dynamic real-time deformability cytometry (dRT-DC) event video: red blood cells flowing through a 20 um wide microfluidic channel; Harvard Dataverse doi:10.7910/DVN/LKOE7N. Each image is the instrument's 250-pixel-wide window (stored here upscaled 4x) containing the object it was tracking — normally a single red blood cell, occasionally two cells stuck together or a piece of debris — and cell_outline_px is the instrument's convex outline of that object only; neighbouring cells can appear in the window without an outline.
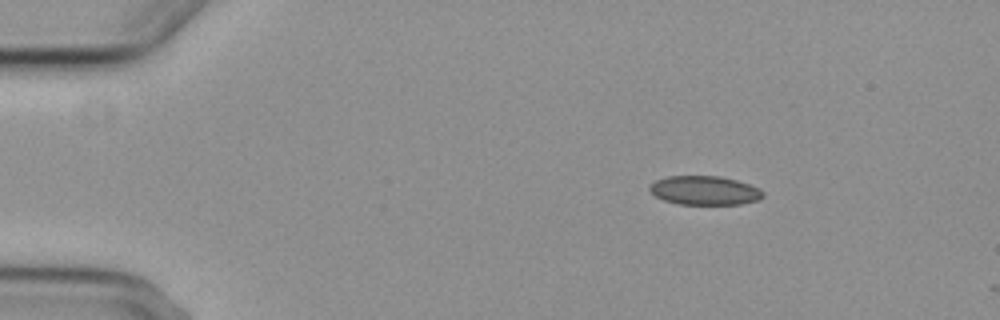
{"species": "common noctule bat (a hibernating species)", "species_latin": "Nyctalus noctula", "temperature_condition": "cold", "stored_images_in_passage": 4, "camera_frame_rate_fps": 3000, "um_per_image_px": 0.085, "animal": {"sex": "female", "body_mass_g": 29.2, "forearm_length_mm": 56.3}, "frame": {"image": 1, "passage_image": 1, "time_ms": 0.0, "image_size_px": [1000, 320], "cell_outline_px": [[764, 196], [760, 200], [740, 204], [680, 204], [664, 200], [656, 196], [648, 188], [656, 180], [668, 176], [720, 176], [736, 180], [760, 188], [764, 192]], "centroid_in_image_um": [59.93, 16.19], "position_along_channel_um": 25.1, "area_um2": 19.07}}
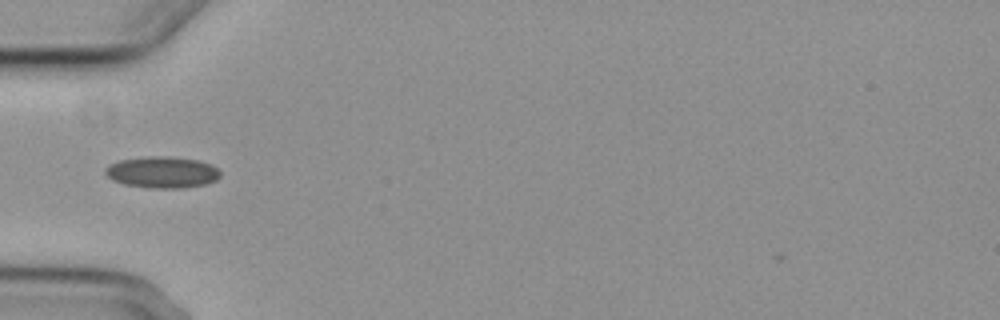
{"frame": {"image": 2, "passage_image": 4, "time_ms": 3.333, "image_size_px": [1000, 320], "cell_outline_px": [[220, 176], [216, 180], [204, 184], [180, 188], [152, 188], [124, 184], [112, 180], [104, 172], [104, 168], [120, 160], [152, 156], [160, 156], [196, 160], [208, 164], [216, 168], [220, 172]], "centroid_in_image_um": [13.76, 14.65], "position_along_channel_um": 71.2, "area_um2": 20.63}}